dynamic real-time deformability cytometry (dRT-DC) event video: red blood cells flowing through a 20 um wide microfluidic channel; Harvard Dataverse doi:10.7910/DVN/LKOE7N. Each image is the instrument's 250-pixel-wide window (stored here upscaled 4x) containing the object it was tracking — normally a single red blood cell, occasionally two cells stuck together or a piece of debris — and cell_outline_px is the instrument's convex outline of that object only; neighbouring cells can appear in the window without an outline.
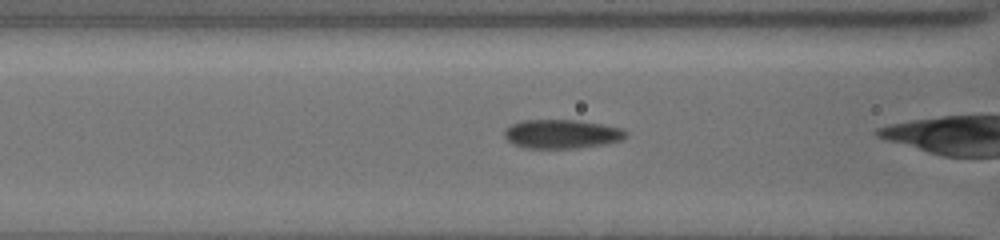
{"species": "common noctule bat (a hibernating species)", "species_latin": "Nyctalus noctula", "temperature_condition": "cold", "stored_images_in_passage": 40, "camera_frame_rate_fps": 3000, "um_per_image_px": 0.085, "animal": {"sex": "female", "body_mass_g": 19.5, "forearm_length_mm": 54.1}, "frame": {"image": 1, "passage_image": 22, "time_ms": 7.0, "image_size_px": [1000, 240], "cell_outline_px": [[628, 136], [620, 140], [604, 144], [576, 148], [524, 148], [512, 144], [504, 136], [504, 132], [512, 124], [520, 120], [576, 120], [624, 128], [628, 132]], "centroid_in_image_um": [47.76, 11.39], "position_along_channel_um": 118.8, "area_um2": 20.52}}
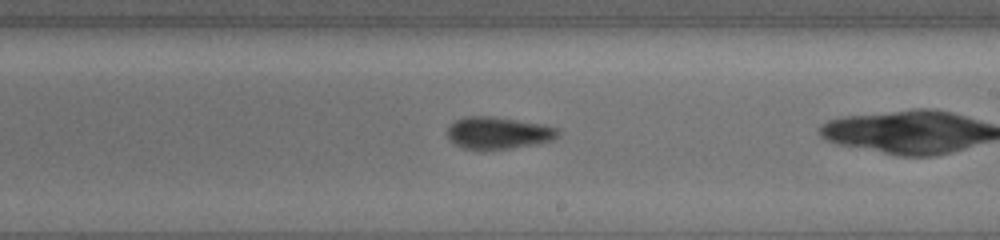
{"frame": {"image": 2, "passage_image": 32, "time_ms": 10.333, "image_size_px": [1000, 240], "cell_outline_px": [[560, 136], [552, 140], [536, 144], [512, 148], [480, 152], [460, 148], [452, 144], [448, 140], [448, 128], [456, 120], [464, 116], [492, 116], [544, 124], [560, 128]], "centroid_in_image_um": [42.34, 11.33], "position_along_channel_um": 246.7, "area_um2": 21.5}}
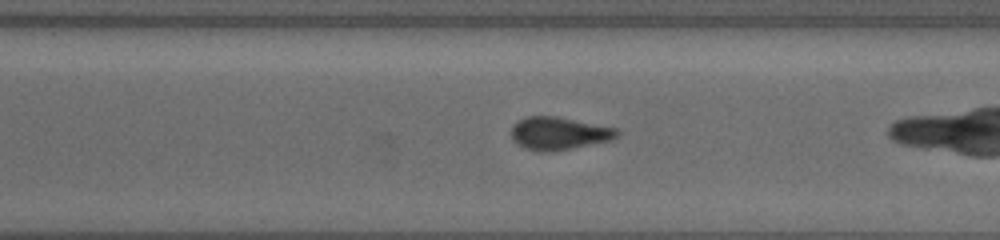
{"frame": {"image": 3, "passage_image": 38, "time_ms": 12.333, "image_size_px": [1000, 240], "cell_outline_px": [[620, 132], [612, 140], [568, 148], [544, 152], [524, 148], [512, 136], [512, 124], [516, 120], [528, 116], [556, 116], [620, 128]], "centroid_in_image_um": [47.53, 11.3], "position_along_channel_um": 323.1, "area_um2": 20.0}}